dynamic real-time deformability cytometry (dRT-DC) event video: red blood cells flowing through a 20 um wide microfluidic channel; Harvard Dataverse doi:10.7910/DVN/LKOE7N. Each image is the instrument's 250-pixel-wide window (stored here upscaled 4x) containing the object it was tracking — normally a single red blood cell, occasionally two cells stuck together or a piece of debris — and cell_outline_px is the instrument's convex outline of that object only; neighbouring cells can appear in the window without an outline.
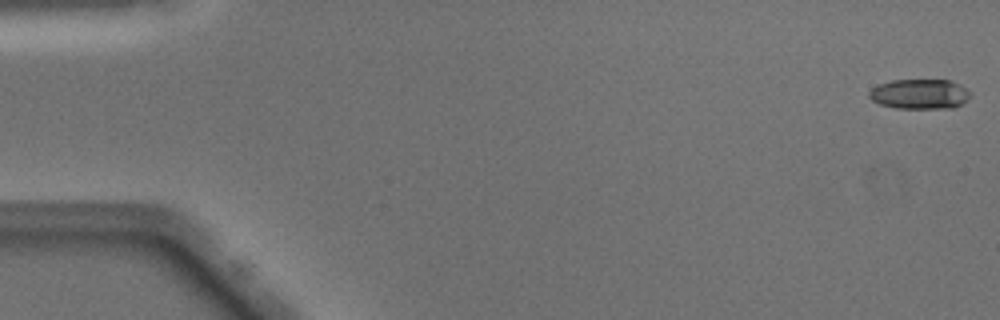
{"species": "Egyptian fruit bat (a non-hibernating species)", "species_latin": "Rousettus aegyptiacus", "temperature_condition": "warm", "stored_images_in_passage": 9, "camera_frame_rate_fps": 3000, "um_per_image_px": 0.085, "animal": {"sex": "male"}, "frame": {"image": 1, "passage_image": 1, "time_ms": 0.0, "image_size_px": [1000, 320], "cell_outline_px": [[972, 92], [960, 104], [952, 108], [896, 108], [880, 104], [872, 100], [868, 96], [868, 92], [872, 88], [880, 84], [892, 80], [952, 80], [960, 84]], "centroid_in_image_um": [78.16, 7.98], "position_along_channel_um": 6.8, "area_um2": 17.57}}